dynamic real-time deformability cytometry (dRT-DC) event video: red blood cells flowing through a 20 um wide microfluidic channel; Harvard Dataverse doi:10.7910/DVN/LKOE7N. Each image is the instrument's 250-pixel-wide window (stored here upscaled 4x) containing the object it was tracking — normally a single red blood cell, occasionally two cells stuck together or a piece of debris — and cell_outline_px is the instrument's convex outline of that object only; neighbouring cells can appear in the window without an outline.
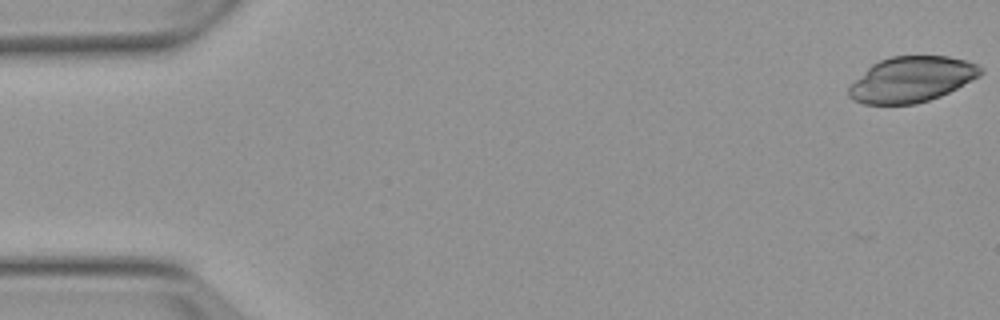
{"species": "Egyptian fruit bat (a non-hibernating species)", "species_latin": "Rousettus aegyptiacus", "temperature_condition": "warm", "stored_images_in_passage": 6, "camera_frame_rate_fps": 3000, "um_per_image_px": 0.085, "animal": {"sex": "female"}, "frame": {"image": 1, "passage_image": 1, "time_ms": 0.0, "image_size_px": [1000, 320], "cell_outline_px": [[984, 72], [980, 76], [940, 96], [916, 104], [864, 104], [852, 100], [848, 96], [848, 88], [872, 64], [880, 60], [892, 56], [948, 56], [964, 60], [976, 64], [984, 68]], "centroid_in_image_um": [77.5, 6.75], "position_along_channel_um": 7.5, "area_um2": 34.74}}